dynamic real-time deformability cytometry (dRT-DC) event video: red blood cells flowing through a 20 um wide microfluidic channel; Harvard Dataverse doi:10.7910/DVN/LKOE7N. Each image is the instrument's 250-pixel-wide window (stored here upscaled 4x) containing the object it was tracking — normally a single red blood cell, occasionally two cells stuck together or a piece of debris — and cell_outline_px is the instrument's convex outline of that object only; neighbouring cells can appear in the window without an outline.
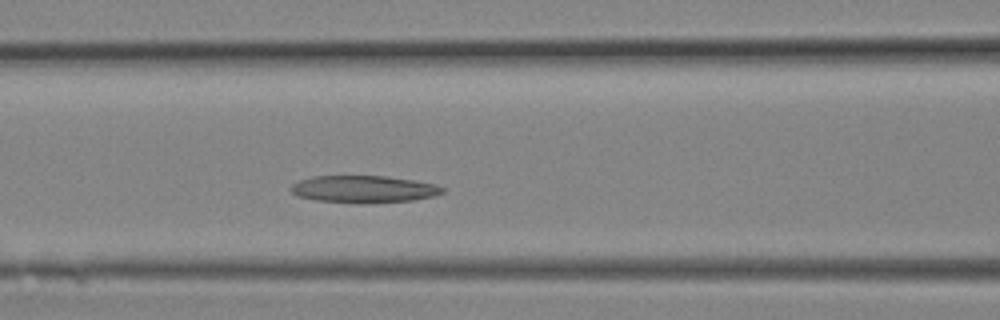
{"species": "Egyptian fruit bat (a non-hibernating species)", "species_latin": "Rousettus aegyptiacus", "temperature_condition": "room temperature", "stored_images_in_passage": 7, "camera_frame_rate_fps": 3000, "um_per_image_px": 0.085, "animal": {"sex": "female"}, "frame": {"image": 1, "passage_image": 7, "time_ms": 2.0, "image_size_px": [1000, 320], "cell_outline_px": [[444, 192], [436, 196], [412, 200], [316, 200], [296, 196], [288, 188], [292, 184], [300, 180], [316, 176], [388, 176], [436, 184], [444, 188]], "centroid_in_image_um": [30.92, 16.02], "position_along_channel_um": 135.7, "area_um2": 22.77}}